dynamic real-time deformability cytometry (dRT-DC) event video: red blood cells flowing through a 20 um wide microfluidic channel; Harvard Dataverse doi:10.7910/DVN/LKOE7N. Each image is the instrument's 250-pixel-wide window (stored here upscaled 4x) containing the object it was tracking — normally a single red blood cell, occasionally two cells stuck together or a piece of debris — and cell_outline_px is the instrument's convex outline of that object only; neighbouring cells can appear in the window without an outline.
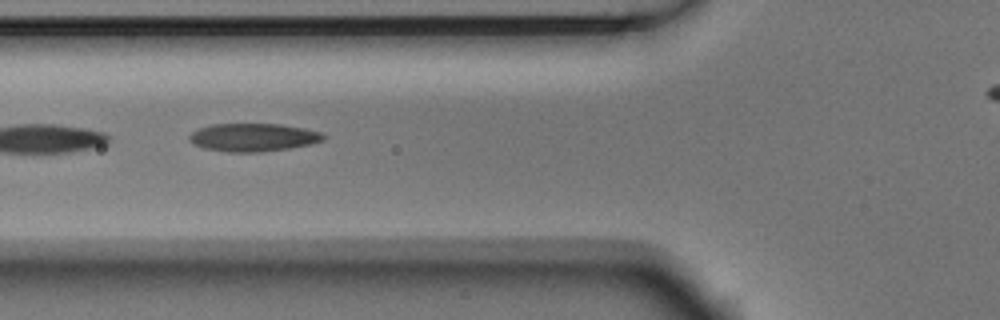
{"species": "Egyptian fruit bat (a non-hibernating species)", "species_latin": "Rousettus aegyptiacus", "temperature_condition": "room temperature", "stored_images_in_passage": 7, "camera_frame_rate_fps": 3000, "um_per_image_px": 0.085, "animal": {"sex": "male"}, "frame": {"image": 1, "passage_image": 3, "time_ms": 0.667, "image_size_px": [1000, 320], "cell_outline_px": [[328, 136], [324, 140], [312, 144], [288, 148], [260, 152], [228, 152], [204, 148], [188, 140], [188, 136], [192, 132], [200, 128], [212, 124], [280, 124], [304, 128], [320, 132]], "centroid_in_image_um": [21.55, 11.67], "position_along_channel_um": 104.2, "area_um2": 21.91}}
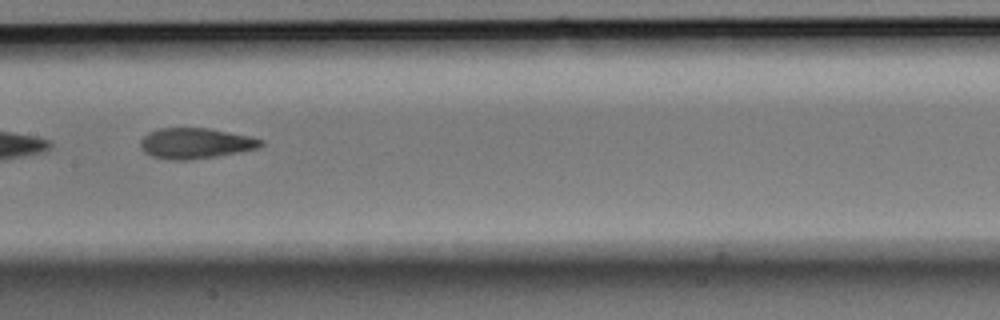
{"frame": {"image": 2, "passage_image": 5, "time_ms": 1.333, "image_size_px": [1000, 320], "cell_outline_px": [[264, 144], [256, 148], [216, 156], [192, 160], [168, 160], [152, 156], [144, 152], [140, 148], [140, 140], [148, 132], [160, 128], [208, 128], [252, 136], [264, 140]], "centroid_in_image_um": [16.59, 12.18], "position_along_channel_um": 190.8, "area_um2": 21.56}}
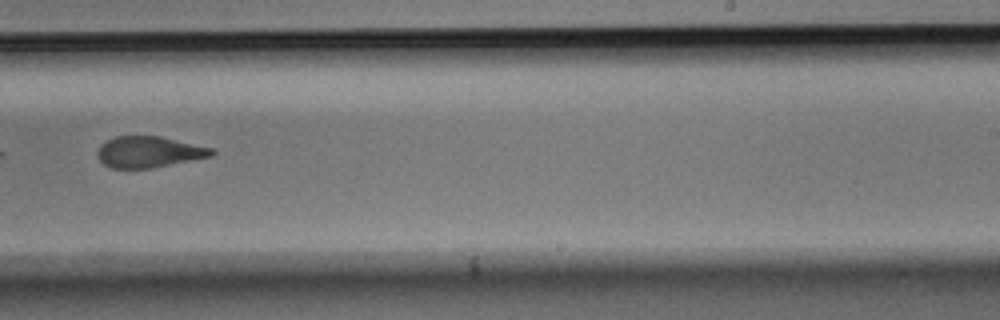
{"frame": {"image": 3, "passage_image": 7, "time_ms": 2.0, "image_size_px": [1000, 320], "cell_outline_px": [[216, 152], [212, 156], [152, 168], [112, 168], [104, 164], [96, 156], [96, 152], [100, 144], [116, 136], [160, 136], [212, 148]], "centroid_in_image_um": [12.63, 12.91], "position_along_channel_um": 276.4, "area_um2": 20.69}}